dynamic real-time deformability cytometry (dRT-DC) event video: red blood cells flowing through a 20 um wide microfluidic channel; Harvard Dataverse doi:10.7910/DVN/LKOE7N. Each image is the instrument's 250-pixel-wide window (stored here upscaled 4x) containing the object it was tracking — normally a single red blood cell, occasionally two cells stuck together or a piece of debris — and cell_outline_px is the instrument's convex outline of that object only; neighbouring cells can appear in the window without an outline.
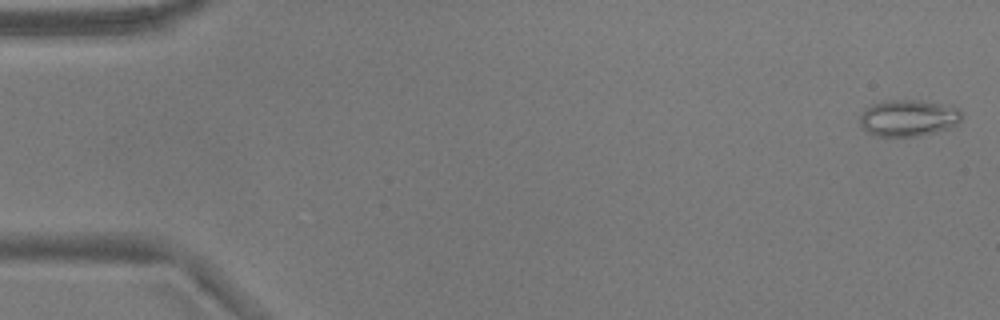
{"species": "common noctule bat (a hibernating species)", "species_latin": "Nyctalus noctula", "temperature_condition": "warm", "stored_images_in_passage": 9, "camera_frame_rate_fps": 3000, "um_per_image_px": 0.085, "animal": {"sex": "male", "body_mass_g": 17.9}, "frame": {"image": 1, "passage_image": 1, "time_ms": 0.0, "image_size_px": [1000, 320], "cell_outline_px": [[960, 120], [956, 124], [948, 128], [936, 132], [920, 136], [872, 136], [860, 124], [860, 116], [864, 108], [872, 104], [884, 100], [920, 100], [960, 108]], "centroid_in_image_um": [77.17, 10.03], "position_along_channel_um": 7.8, "area_um2": 21.73}}